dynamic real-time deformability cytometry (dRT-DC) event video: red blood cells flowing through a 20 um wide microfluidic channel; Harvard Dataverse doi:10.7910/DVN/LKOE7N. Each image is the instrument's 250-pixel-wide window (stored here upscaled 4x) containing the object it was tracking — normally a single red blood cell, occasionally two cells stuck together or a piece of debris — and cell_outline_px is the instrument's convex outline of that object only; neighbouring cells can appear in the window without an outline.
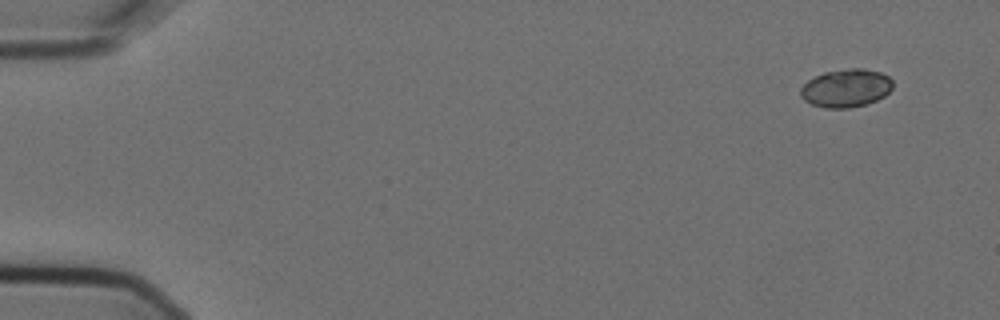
{"species": "Egyptian fruit bat (a non-hibernating species)", "species_latin": "Rousettus aegyptiacus", "temperature_condition": "cold", "stored_images_in_passage": 5, "camera_frame_rate_fps": 3000, "um_per_image_px": 0.085, "animal": {"sex": "female"}, "frame": {"image": 1, "passage_image": 1, "time_ms": 0.0, "image_size_px": [1000, 320], "cell_outline_px": [[892, 88], [884, 96], [876, 100], [864, 104], [848, 108], [824, 108], [812, 104], [804, 100], [800, 96], [800, 88], [808, 80], [824, 72], [852, 68], [864, 68], [880, 72], [888, 76], [892, 80]], "centroid_in_image_um": [71.9, 7.49], "position_along_channel_um": 13.1, "area_um2": 20.4}}
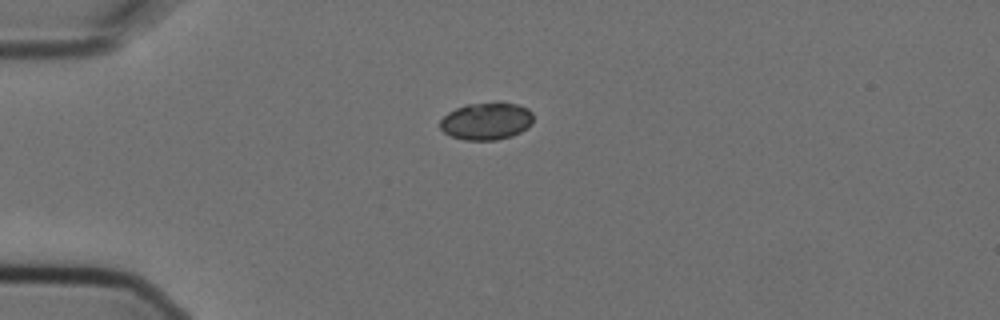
{"frame": {"image": 2, "passage_image": 4, "time_ms": 1.0, "image_size_px": [1000, 320], "cell_outline_px": [[532, 124], [528, 128], [512, 136], [496, 140], [464, 140], [452, 136], [444, 132], [440, 128], [440, 120], [448, 112], [456, 108], [468, 104], [496, 100], [520, 104], [528, 108], [532, 112]], "centroid_in_image_um": [41.38, 10.26], "position_along_channel_um": 43.6, "area_um2": 20.81}}